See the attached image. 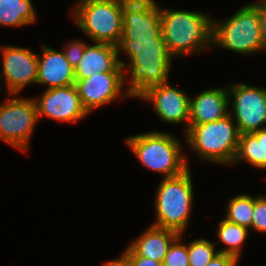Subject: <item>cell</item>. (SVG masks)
<instances>
[{
	"label": "cell",
	"instance_id": "6da1fadb",
	"mask_svg": "<svg viewBox=\"0 0 266 266\" xmlns=\"http://www.w3.org/2000/svg\"><path fill=\"white\" fill-rule=\"evenodd\" d=\"M117 49L118 59L124 70V84L129 85L125 90L131 99H137L148 88L170 80L174 57L167 51L162 34L152 40H120ZM122 52L127 54L125 58H128V61L122 60ZM126 73L130 77H127Z\"/></svg>",
	"mask_w": 266,
	"mask_h": 266
},
{
	"label": "cell",
	"instance_id": "7a4b0ae2",
	"mask_svg": "<svg viewBox=\"0 0 266 266\" xmlns=\"http://www.w3.org/2000/svg\"><path fill=\"white\" fill-rule=\"evenodd\" d=\"M161 34L175 58L212 50L213 17L208 13L160 7Z\"/></svg>",
	"mask_w": 266,
	"mask_h": 266
},
{
	"label": "cell",
	"instance_id": "3957f363",
	"mask_svg": "<svg viewBox=\"0 0 266 266\" xmlns=\"http://www.w3.org/2000/svg\"><path fill=\"white\" fill-rule=\"evenodd\" d=\"M178 138L155 130L128 136L124 142L142 166L163 174V178H171L190 168L183 143Z\"/></svg>",
	"mask_w": 266,
	"mask_h": 266
},
{
	"label": "cell",
	"instance_id": "277c9868",
	"mask_svg": "<svg viewBox=\"0 0 266 266\" xmlns=\"http://www.w3.org/2000/svg\"><path fill=\"white\" fill-rule=\"evenodd\" d=\"M184 142L199 160L232 166L235 160L240 133L230 114L205 124L188 126Z\"/></svg>",
	"mask_w": 266,
	"mask_h": 266
},
{
	"label": "cell",
	"instance_id": "5b68a950",
	"mask_svg": "<svg viewBox=\"0 0 266 266\" xmlns=\"http://www.w3.org/2000/svg\"><path fill=\"white\" fill-rule=\"evenodd\" d=\"M193 185L190 168L179 176L162 178L155 191V221L151 225L185 234L195 197Z\"/></svg>",
	"mask_w": 266,
	"mask_h": 266
},
{
	"label": "cell",
	"instance_id": "8992f818",
	"mask_svg": "<svg viewBox=\"0 0 266 266\" xmlns=\"http://www.w3.org/2000/svg\"><path fill=\"white\" fill-rule=\"evenodd\" d=\"M127 0H86L70 11L79 31L94 43L118 46L122 37L123 4Z\"/></svg>",
	"mask_w": 266,
	"mask_h": 266
},
{
	"label": "cell",
	"instance_id": "52a82bcc",
	"mask_svg": "<svg viewBox=\"0 0 266 266\" xmlns=\"http://www.w3.org/2000/svg\"><path fill=\"white\" fill-rule=\"evenodd\" d=\"M212 47L246 56L263 52L260 16L252 2L240 7L229 19L213 18Z\"/></svg>",
	"mask_w": 266,
	"mask_h": 266
},
{
	"label": "cell",
	"instance_id": "ba28073f",
	"mask_svg": "<svg viewBox=\"0 0 266 266\" xmlns=\"http://www.w3.org/2000/svg\"><path fill=\"white\" fill-rule=\"evenodd\" d=\"M8 96L0 104V140L25 153L39 121L36 103L33 97Z\"/></svg>",
	"mask_w": 266,
	"mask_h": 266
},
{
	"label": "cell",
	"instance_id": "9c48e42d",
	"mask_svg": "<svg viewBox=\"0 0 266 266\" xmlns=\"http://www.w3.org/2000/svg\"><path fill=\"white\" fill-rule=\"evenodd\" d=\"M229 114L239 133H251L266 128V87L252 83L227 84Z\"/></svg>",
	"mask_w": 266,
	"mask_h": 266
},
{
	"label": "cell",
	"instance_id": "30bf717a",
	"mask_svg": "<svg viewBox=\"0 0 266 266\" xmlns=\"http://www.w3.org/2000/svg\"><path fill=\"white\" fill-rule=\"evenodd\" d=\"M2 69L0 87L5 84L7 94H19L29 85H36L38 56L30 48L3 45L0 46ZM2 79L4 83L2 82ZM3 83V84H2Z\"/></svg>",
	"mask_w": 266,
	"mask_h": 266
},
{
	"label": "cell",
	"instance_id": "8fae6325",
	"mask_svg": "<svg viewBox=\"0 0 266 266\" xmlns=\"http://www.w3.org/2000/svg\"><path fill=\"white\" fill-rule=\"evenodd\" d=\"M190 97L184 90L170 85L168 81L148 88L137 100L153 104L152 109L162 122L168 125H184L182 132L185 134L190 117Z\"/></svg>",
	"mask_w": 266,
	"mask_h": 266
},
{
	"label": "cell",
	"instance_id": "7c38bea8",
	"mask_svg": "<svg viewBox=\"0 0 266 266\" xmlns=\"http://www.w3.org/2000/svg\"><path fill=\"white\" fill-rule=\"evenodd\" d=\"M124 83V72H101L86 79H76L75 86L84 108L91 115L95 109L119 98L131 99Z\"/></svg>",
	"mask_w": 266,
	"mask_h": 266
},
{
	"label": "cell",
	"instance_id": "4fadbf2b",
	"mask_svg": "<svg viewBox=\"0 0 266 266\" xmlns=\"http://www.w3.org/2000/svg\"><path fill=\"white\" fill-rule=\"evenodd\" d=\"M121 40L144 41L161 35L160 5L155 0H127L123 4Z\"/></svg>",
	"mask_w": 266,
	"mask_h": 266
},
{
	"label": "cell",
	"instance_id": "5bb4252c",
	"mask_svg": "<svg viewBox=\"0 0 266 266\" xmlns=\"http://www.w3.org/2000/svg\"><path fill=\"white\" fill-rule=\"evenodd\" d=\"M33 98L39 120L46 117L58 122L77 124L90 115L84 108L75 85L45 89L41 95Z\"/></svg>",
	"mask_w": 266,
	"mask_h": 266
},
{
	"label": "cell",
	"instance_id": "9a60e30c",
	"mask_svg": "<svg viewBox=\"0 0 266 266\" xmlns=\"http://www.w3.org/2000/svg\"><path fill=\"white\" fill-rule=\"evenodd\" d=\"M37 56L36 85H45L46 89L75 85L74 68L62 50L58 51L41 43V54Z\"/></svg>",
	"mask_w": 266,
	"mask_h": 266
},
{
	"label": "cell",
	"instance_id": "2e32d148",
	"mask_svg": "<svg viewBox=\"0 0 266 266\" xmlns=\"http://www.w3.org/2000/svg\"><path fill=\"white\" fill-rule=\"evenodd\" d=\"M190 97V117L188 126L215 122L229 114L228 88L213 87Z\"/></svg>",
	"mask_w": 266,
	"mask_h": 266
},
{
	"label": "cell",
	"instance_id": "e0dca14e",
	"mask_svg": "<svg viewBox=\"0 0 266 266\" xmlns=\"http://www.w3.org/2000/svg\"><path fill=\"white\" fill-rule=\"evenodd\" d=\"M101 72H124L118 49L105 43L88 44L74 69L75 79H86Z\"/></svg>",
	"mask_w": 266,
	"mask_h": 266
},
{
	"label": "cell",
	"instance_id": "ac0fdd59",
	"mask_svg": "<svg viewBox=\"0 0 266 266\" xmlns=\"http://www.w3.org/2000/svg\"><path fill=\"white\" fill-rule=\"evenodd\" d=\"M179 236L175 231L150 225L128 245L139 256L163 262L171 244Z\"/></svg>",
	"mask_w": 266,
	"mask_h": 266
},
{
	"label": "cell",
	"instance_id": "d6986e66",
	"mask_svg": "<svg viewBox=\"0 0 266 266\" xmlns=\"http://www.w3.org/2000/svg\"><path fill=\"white\" fill-rule=\"evenodd\" d=\"M249 163L253 168L266 170V128L242 133L234 164Z\"/></svg>",
	"mask_w": 266,
	"mask_h": 266
},
{
	"label": "cell",
	"instance_id": "ffe728a7",
	"mask_svg": "<svg viewBox=\"0 0 266 266\" xmlns=\"http://www.w3.org/2000/svg\"><path fill=\"white\" fill-rule=\"evenodd\" d=\"M33 0H0V26L22 27L34 24L37 12Z\"/></svg>",
	"mask_w": 266,
	"mask_h": 266
},
{
	"label": "cell",
	"instance_id": "44dd1931",
	"mask_svg": "<svg viewBox=\"0 0 266 266\" xmlns=\"http://www.w3.org/2000/svg\"><path fill=\"white\" fill-rule=\"evenodd\" d=\"M217 225L215 233L218 240L214 243L216 245L224 244L222 248H219L218 252L241 259L244 244L246 239H248L250 230L247 227L229 222L224 218Z\"/></svg>",
	"mask_w": 266,
	"mask_h": 266
},
{
	"label": "cell",
	"instance_id": "7402d4cb",
	"mask_svg": "<svg viewBox=\"0 0 266 266\" xmlns=\"http://www.w3.org/2000/svg\"><path fill=\"white\" fill-rule=\"evenodd\" d=\"M226 204L224 219L250 229L254 213V195L239 194L230 198Z\"/></svg>",
	"mask_w": 266,
	"mask_h": 266
},
{
	"label": "cell",
	"instance_id": "603a6c76",
	"mask_svg": "<svg viewBox=\"0 0 266 266\" xmlns=\"http://www.w3.org/2000/svg\"><path fill=\"white\" fill-rule=\"evenodd\" d=\"M189 243V244H188ZM187 243L190 266H206L219 252L214 241L196 238Z\"/></svg>",
	"mask_w": 266,
	"mask_h": 266
},
{
	"label": "cell",
	"instance_id": "cb8c5ba5",
	"mask_svg": "<svg viewBox=\"0 0 266 266\" xmlns=\"http://www.w3.org/2000/svg\"><path fill=\"white\" fill-rule=\"evenodd\" d=\"M183 235L184 234H180V236L171 244L163 261L164 263L169 264L170 266H190L187 243L184 242Z\"/></svg>",
	"mask_w": 266,
	"mask_h": 266
},
{
	"label": "cell",
	"instance_id": "d4e9b609",
	"mask_svg": "<svg viewBox=\"0 0 266 266\" xmlns=\"http://www.w3.org/2000/svg\"><path fill=\"white\" fill-rule=\"evenodd\" d=\"M250 230L266 234V195L254 196V213Z\"/></svg>",
	"mask_w": 266,
	"mask_h": 266
},
{
	"label": "cell",
	"instance_id": "484cf974",
	"mask_svg": "<svg viewBox=\"0 0 266 266\" xmlns=\"http://www.w3.org/2000/svg\"><path fill=\"white\" fill-rule=\"evenodd\" d=\"M88 45L87 42L82 41V39L78 40H70L69 42L66 41L65 45L63 46L62 51L65 54V57L71 64V66L75 69L77 64L80 62L81 57L85 51L86 46Z\"/></svg>",
	"mask_w": 266,
	"mask_h": 266
},
{
	"label": "cell",
	"instance_id": "4316f807",
	"mask_svg": "<svg viewBox=\"0 0 266 266\" xmlns=\"http://www.w3.org/2000/svg\"><path fill=\"white\" fill-rule=\"evenodd\" d=\"M118 259L125 266H160L162 262L139 256L129 245L124 249Z\"/></svg>",
	"mask_w": 266,
	"mask_h": 266
},
{
	"label": "cell",
	"instance_id": "83f0119b",
	"mask_svg": "<svg viewBox=\"0 0 266 266\" xmlns=\"http://www.w3.org/2000/svg\"><path fill=\"white\" fill-rule=\"evenodd\" d=\"M252 4L256 7L260 16L263 51H266V0H256Z\"/></svg>",
	"mask_w": 266,
	"mask_h": 266
},
{
	"label": "cell",
	"instance_id": "f1b7e54d",
	"mask_svg": "<svg viewBox=\"0 0 266 266\" xmlns=\"http://www.w3.org/2000/svg\"><path fill=\"white\" fill-rule=\"evenodd\" d=\"M240 259L223 253H218L206 266H239Z\"/></svg>",
	"mask_w": 266,
	"mask_h": 266
},
{
	"label": "cell",
	"instance_id": "f546056e",
	"mask_svg": "<svg viewBox=\"0 0 266 266\" xmlns=\"http://www.w3.org/2000/svg\"><path fill=\"white\" fill-rule=\"evenodd\" d=\"M103 266H125V265L117 258V259L107 260V262H105Z\"/></svg>",
	"mask_w": 266,
	"mask_h": 266
},
{
	"label": "cell",
	"instance_id": "4dcf8cb0",
	"mask_svg": "<svg viewBox=\"0 0 266 266\" xmlns=\"http://www.w3.org/2000/svg\"><path fill=\"white\" fill-rule=\"evenodd\" d=\"M83 1H86V0H77L73 6H75L76 4L83 2Z\"/></svg>",
	"mask_w": 266,
	"mask_h": 266
},
{
	"label": "cell",
	"instance_id": "1f68e13d",
	"mask_svg": "<svg viewBox=\"0 0 266 266\" xmlns=\"http://www.w3.org/2000/svg\"><path fill=\"white\" fill-rule=\"evenodd\" d=\"M160 266H170V265L162 262Z\"/></svg>",
	"mask_w": 266,
	"mask_h": 266
}]
</instances>
